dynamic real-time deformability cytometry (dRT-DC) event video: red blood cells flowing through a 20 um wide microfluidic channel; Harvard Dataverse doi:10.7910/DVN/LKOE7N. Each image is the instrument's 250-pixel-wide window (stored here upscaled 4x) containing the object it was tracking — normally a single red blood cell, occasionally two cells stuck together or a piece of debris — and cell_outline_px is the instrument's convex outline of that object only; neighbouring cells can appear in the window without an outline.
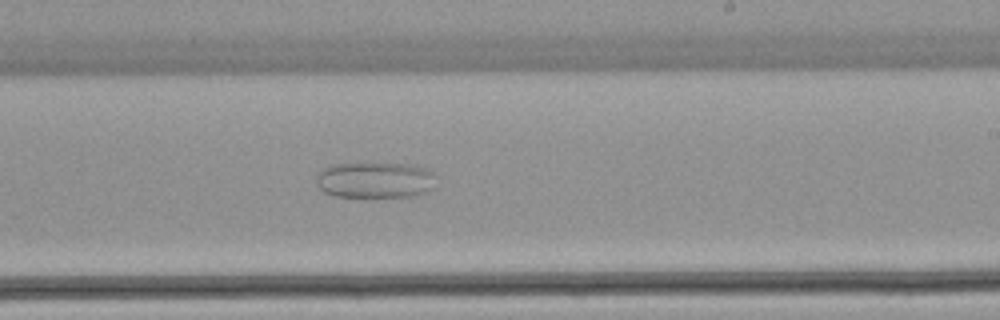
{"species": "common noctule bat (a hibernating species)", "species_latin": "Nyctalus noctula", "temperature_condition": "warm", "stored_images_in_passage": 53, "camera_frame_rate_fps": 3000, "um_per_image_px": 0.085, "animal": {"sex": "female", "body_mass_g": 22.7, "forearm_length_mm": 54.2}, "frame": {"image": 1, "passage_image": 32, "time_ms": 10.333, "image_size_px": [1000, 320], "cell_outline_px": [[436, 176], [432, 188], [424, 192], [412, 196], [336, 196], [324, 192], [316, 184], [316, 172], [320, 168], [332, 164], [416, 164], [432, 172]], "centroid_in_image_um": [31.84, 15.29], "position_along_channel_um": 257.2, "area_um2": 25.09}}
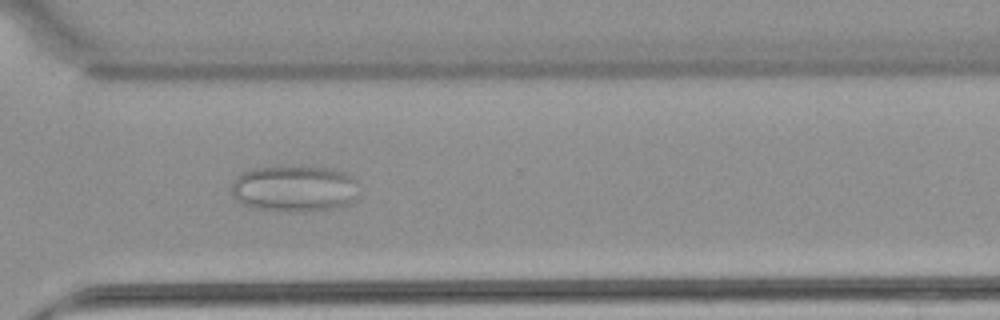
{"frame": {"image": 2, "passage_image": 39, "time_ms": 12.667, "image_size_px": [1000, 320], "cell_outline_px": [[360, 184], [352, 200], [348, 204], [332, 208], [300, 212], [288, 212], [252, 208], [240, 204], [232, 196], [232, 180], [236, 176], [252, 168], [284, 164], [296, 164], [332, 168], [348, 172]], "centroid_in_image_um": [25.0, 15.98], "position_along_channel_um": 345.6, "area_um2": 35.84}}